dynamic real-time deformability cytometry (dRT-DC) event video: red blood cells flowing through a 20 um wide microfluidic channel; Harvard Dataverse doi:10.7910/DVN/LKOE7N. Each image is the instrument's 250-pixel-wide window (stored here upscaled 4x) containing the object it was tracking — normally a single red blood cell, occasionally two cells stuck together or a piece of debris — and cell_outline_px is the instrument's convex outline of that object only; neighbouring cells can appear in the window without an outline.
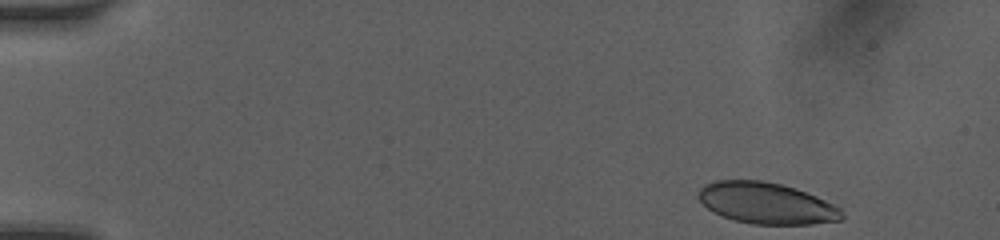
{"species": "human", "species_latin": "Homo sapiens", "temperature_condition": "room temperature", "stored_images_in_passage": 9, "camera_frame_rate_fps": 3000, "um_per_image_px": 0.085, "donor": {"sex": "female"}, "frame": {"image": 1, "passage_image": 1, "time_ms": 0.0, "image_size_px": [1000, 240], "cell_outline_px": [[844, 216], [840, 220], [812, 224], [752, 224], [736, 220], [724, 216], [708, 208], [696, 196], [700, 188], [704, 184], [716, 180], [760, 180], [780, 184], [796, 188], [816, 196], [840, 208]], "centroid_in_image_um": [65.14, 17.26], "position_along_channel_um": 19.9, "area_um2": 34.28}}
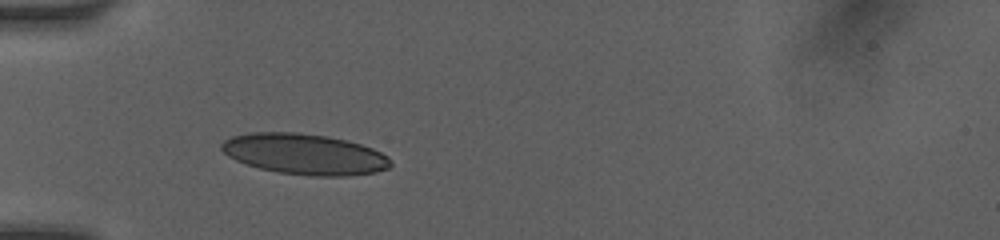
{"frame": {"image": 2, "passage_image": 7, "time_ms": 3.667, "image_size_px": [1000, 240], "cell_outline_px": [[392, 164], [388, 168], [376, 172], [344, 176], [312, 176], [280, 172], [260, 168], [244, 164], [228, 156], [220, 148], [220, 144], [224, 140], [232, 136], [252, 132], [296, 132], [324, 136], [348, 140], [372, 148], [388, 156], [392, 160]], "centroid_in_image_um": [25.88, 13.1], "position_along_channel_um": 59.1, "area_um2": 40.17}}
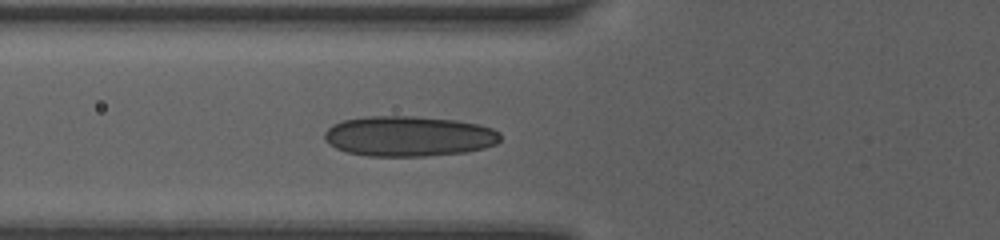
{"frame": {"image": 3, "passage_image": 9, "time_ms": 4.667, "image_size_px": [1000, 240], "cell_outline_px": [[500, 140], [496, 144], [484, 148], [464, 152], [424, 156], [368, 156], [348, 152], [336, 148], [328, 144], [324, 140], [324, 132], [332, 124], [344, 120], [368, 116], [416, 116], [456, 120], [480, 124], [492, 128], [500, 132]], "centroid_in_image_um": [34.74, 11.57], "position_along_channel_um": 91.1, "area_um2": 41.5}}